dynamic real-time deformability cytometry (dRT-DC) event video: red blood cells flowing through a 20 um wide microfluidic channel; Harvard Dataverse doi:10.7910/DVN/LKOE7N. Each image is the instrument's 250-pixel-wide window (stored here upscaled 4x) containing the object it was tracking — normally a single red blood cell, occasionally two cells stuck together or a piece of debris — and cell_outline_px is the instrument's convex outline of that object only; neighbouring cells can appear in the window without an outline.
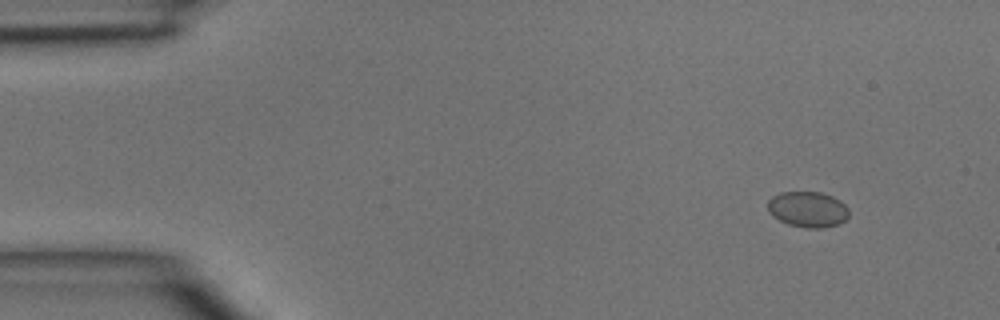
{"species": "common noctule bat (a hibernating species)", "species_latin": "Nyctalus noctula", "temperature_condition": "room temperature", "stored_images_in_passage": 4, "camera_frame_rate_fps": 3000, "um_per_image_px": 0.085, "animal": {"sex": "male", "body_mass_g": 15.6}, "frame": {"image": 1, "passage_image": 1, "time_ms": 0.0, "image_size_px": [1000, 320], "cell_outline_px": [[848, 216], [840, 224], [824, 228], [808, 228], [788, 224], [772, 216], [768, 212], [768, 200], [772, 196], [780, 192], [820, 192], [832, 196], [840, 200], [848, 208]], "centroid_in_image_um": [68.66, 17.79], "position_along_channel_um": 16.3, "area_um2": 16.99}}
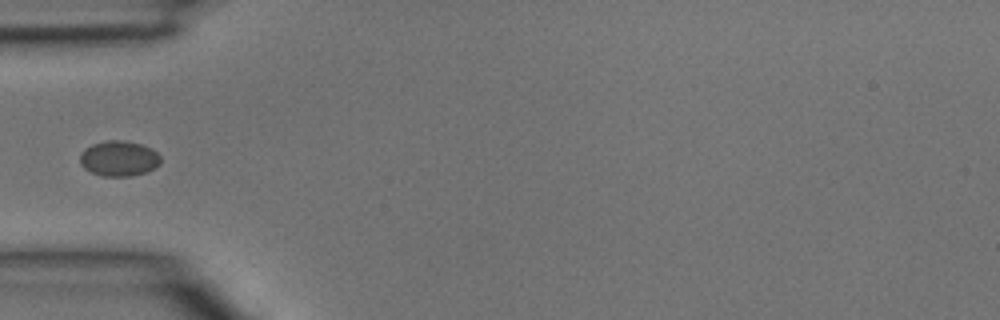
{"frame": {"image": 2, "passage_image": 4, "time_ms": 1.0, "image_size_px": [1000, 320], "cell_outline_px": [[160, 164], [144, 172], [132, 176], [104, 176], [92, 172], [84, 168], [80, 164], [80, 152], [84, 148], [92, 144], [108, 140], [124, 140], [140, 144], [156, 152], [160, 156]], "centroid_in_image_um": [10.06, 13.46], "position_along_channel_um": 74.9, "area_um2": 16.47}}